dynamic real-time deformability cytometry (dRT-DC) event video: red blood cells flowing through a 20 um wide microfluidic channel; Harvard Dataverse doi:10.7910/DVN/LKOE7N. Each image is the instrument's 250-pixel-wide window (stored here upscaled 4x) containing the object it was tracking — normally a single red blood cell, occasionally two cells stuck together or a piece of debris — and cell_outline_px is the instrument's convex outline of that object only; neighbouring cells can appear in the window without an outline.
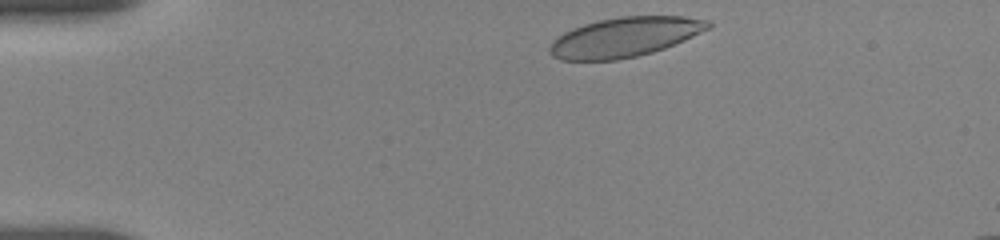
{"species": "human", "species_latin": "Homo sapiens", "temperature_condition": "room temperature", "stored_images_in_passage": 41, "camera_frame_rate_fps": 3000, "um_per_image_px": 0.085, "donor": {"sex": "female"}, "frame": {"image": 1, "passage_image": 2, "time_ms": 0.333, "image_size_px": [1000, 240], "cell_outline_px": [[712, 28], [684, 40], [664, 48], [652, 52], [636, 56], [616, 60], [560, 60], [552, 56], [548, 48], [552, 40], [564, 32], [572, 28], [584, 24], [600, 20], [620, 16], [684, 16], [708, 20], [712, 24]], "centroid_in_image_um": [53.1, 3.15], "position_along_channel_um": 31.9, "area_um2": 36.65}}
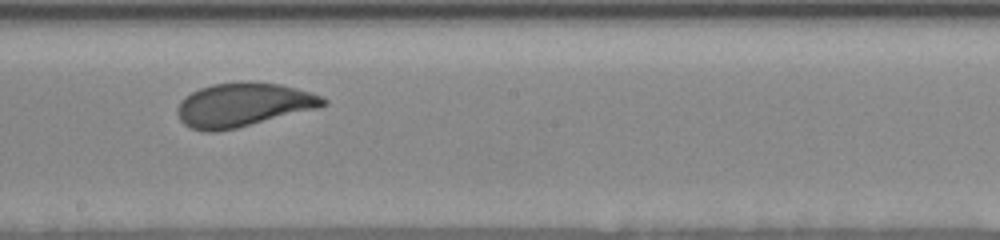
{"frame": {"image": 2, "passage_image": 23, "time_ms": 7.333, "image_size_px": [1000, 240], "cell_outline_px": [[328, 104], [320, 108], [236, 128], [216, 132], [208, 132], [192, 128], [184, 124], [180, 120], [176, 112], [176, 108], [180, 100], [184, 96], [200, 88], [212, 84], [240, 80], [248, 80], [280, 84], [296, 88], [320, 96], [328, 100]], "centroid_in_image_um": [20.66, 8.89], "position_along_channel_um": 227.5, "area_um2": 37.69}}
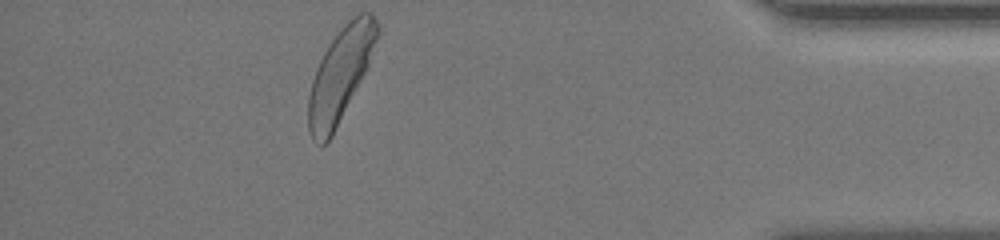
{"frame": {"image": 3, "passage_image": 41, "time_ms": 13.333, "image_size_px": [1000, 240], "cell_outline_px": [[380, 32], [368, 64], [332, 136], [324, 144], [320, 144], [312, 140], [308, 128], [308, 96], [312, 80], [316, 68], [324, 52], [340, 28], [352, 16], [360, 12], [372, 12], [380, 24]], "centroid_in_image_um": [28.93, 6.29], "position_along_channel_um": 406.3, "area_um2": 36.93}, "authors_computed_cell_mechanics": {"area_um2": 36.8764, "velocity_mm_per_s": 3.6498, "shape_relaxation_time_tau1_ms": 3.3384, "shape_relaxation_time_tau2_ms": null, "deformation_change_tau1": 0.1403, "deformation_change_tau2": null}}